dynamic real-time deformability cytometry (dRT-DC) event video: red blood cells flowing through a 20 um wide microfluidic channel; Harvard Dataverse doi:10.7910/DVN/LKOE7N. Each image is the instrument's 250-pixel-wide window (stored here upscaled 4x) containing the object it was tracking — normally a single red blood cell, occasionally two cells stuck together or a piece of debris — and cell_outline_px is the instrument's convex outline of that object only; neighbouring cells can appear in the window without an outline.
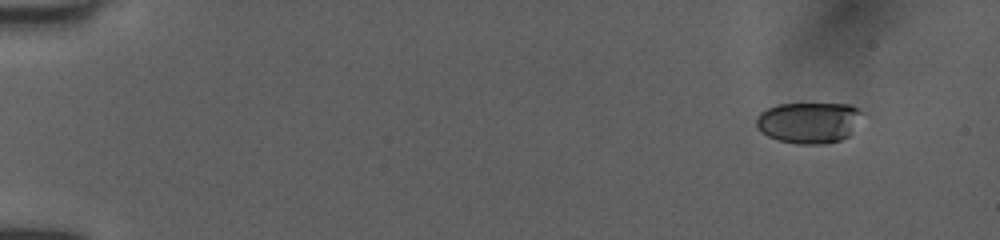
{"species": "human", "species_latin": "Homo sapiens", "temperature_condition": "room temperature", "stored_images_in_passage": 25, "camera_frame_rate_fps": 3000, "um_per_image_px": 0.085, "donor": {"sex": "female"}, "frame": {"image": 1, "passage_image": 1, "time_ms": 0.0, "image_size_px": [1000, 240], "cell_outline_px": [[864, 112], [848, 136], [840, 140], [824, 144], [800, 144], [780, 140], [768, 136], [760, 132], [756, 128], [756, 116], [760, 112], [768, 108], [780, 104], [848, 104]], "centroid_in_image_um": [68.72, 10.41], "position_along_channel_um": 16.3, "area_um2": 25.26}}
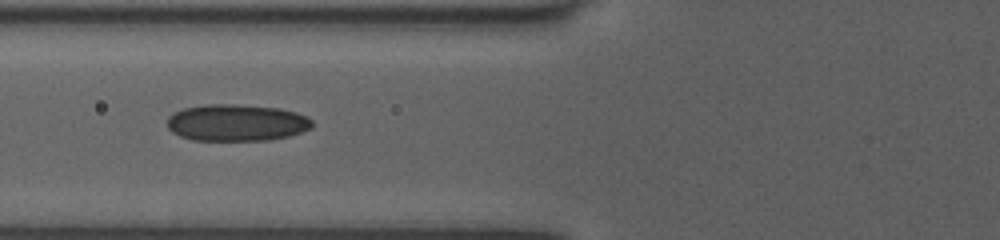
{"frame": {"image": 2, "passage_image": 11, "time_ms": 3.333, "image_size_px": [1000, 240], "cell_outline_px": [[312, 128], [288, 136], [268, 140], [192, 140], [180, 136], [172, 132], [168, 128], [168, 116], [184, 108], [204, 104], [236, 104], [280, 108], [296, 112], [308, 116], [312, 120]], "centroid_in_image_um": [20.12, 10.42], "position_along_channel_um": 105.7, "area_um2": 31.15}}
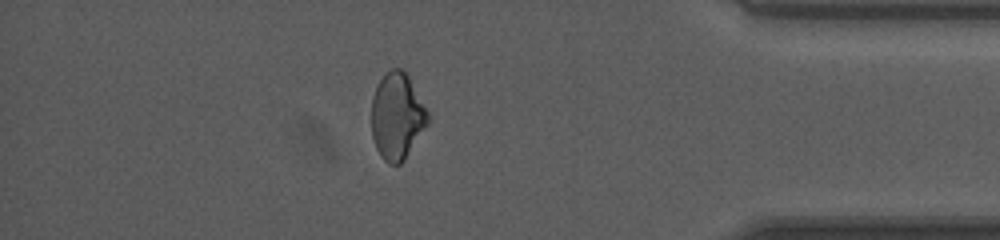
{"frame": {"image": 3, "passage_image": 22, "time_ms": 7.0, "image_size_px": [1000, 240], "cell_outline_px": [[428, 124], [404, 160], [400, 164], [388, 164], [380, 156], [376, 148], [372, 136], [372, 96], [380, 80], [392, 68], [400, 68], [408, 76], [428, 112]], "centroid_in_image_um": [33.74, 9.91], "position_along_channel_um": 401.5, "area_um2": 28.09}}